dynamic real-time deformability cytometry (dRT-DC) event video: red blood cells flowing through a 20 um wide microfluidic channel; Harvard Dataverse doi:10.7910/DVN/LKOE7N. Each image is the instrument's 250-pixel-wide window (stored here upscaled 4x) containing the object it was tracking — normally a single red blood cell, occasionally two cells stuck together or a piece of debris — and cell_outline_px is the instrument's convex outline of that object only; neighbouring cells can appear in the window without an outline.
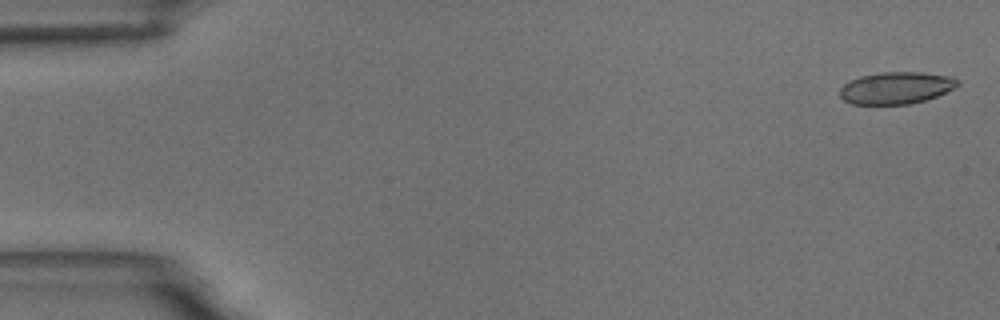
{"species": "common noctule bat (a hibernating species)", "species_latin": "Nyctalus noctula", "temperature_condition": "room temperature", "stored_images_in_passage": 51, "camera_frame_rate_fps": 3000, "um_per_image_px": 0.085, "animal": {"sex": "male", "body_mass_g": 18.8}, "frame": {"image": 1, "passage_image": 2, "time_ms": 0.333, "image_size_px": [1000, 320], "cell_outline_px": [[960, 84], [956, 88], [936, 96], [924, 100], [908, 104], [852, 104], [844, 100], [840, 96], [840, 88], [848, 80], [860, 76], [880, 72], [924, 72], [952, 76], [960, 80]], "centroid_in_image_um": [76.19, 7.46], "position_along_channel_um": 8.8, "area_um2": 22.2}}
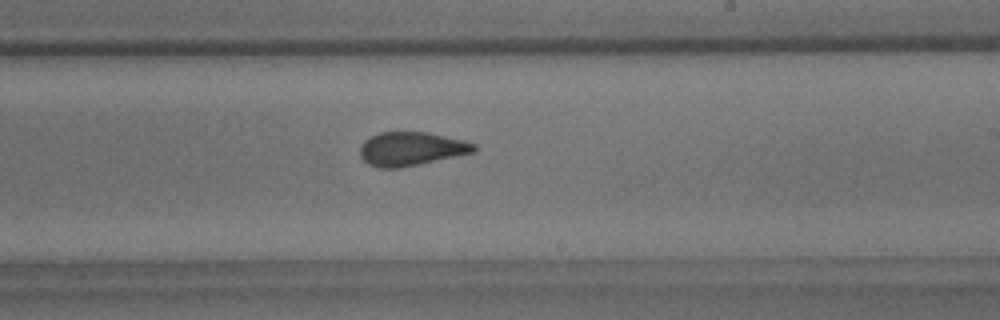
{"frame": {"image": 2, "passage_image": 33, "time_ms": 10.667, "image_size_px": [1000, 320], "cell_outline_px": [[476, 152], [400, 168], [380, 168], [368, 164], [360, 156], [360, 144], [364, 140], [380, 132], [428, 132], [464, 140], [476, 144]], "centroid_in_image_um": [34.95, 12.65], "position_along_channel_um": 254.0, "area_um2": 22.48}}
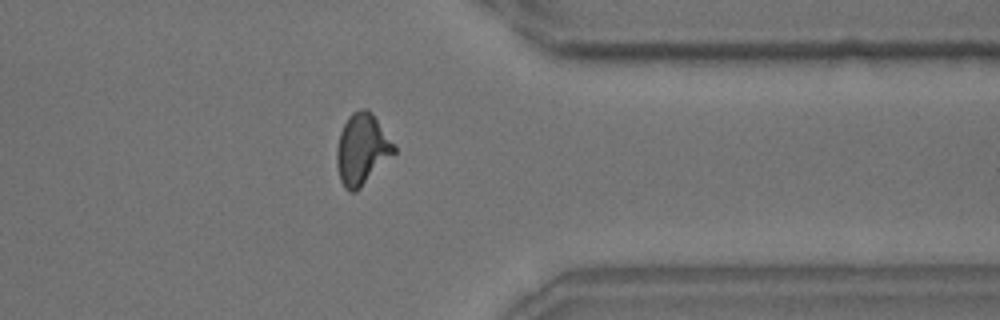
{"frame": {"image": 3, "passage_image": 44, "time_ms": 14.333, "image_size_px": [1000, 320], "cell_outline_px": [[396, 152], [356, 192], [348, 192], [344, 188], [340, 180], [336, 164], [336, 148], [340, 132], [348, 116], [352, 112], [360, 108], [368, 108], [372, 112], [396, 144]], "centroid_in_image_um": [30.77, 12.67], "position_along_channel_um": 380.6, "area_um2": 24.1}, "authors_computed_cell_mechanics": {"area_um2": 22.7732, "velocity_mm_per_s": 3.6785, "shape_relaxation_time_tau1_ms": 5.3689, "shape_relaxation_time_tau2_ms": 1.1547, "deformation_change_tau1": 0.1517, "deformation_change_tau2": 0.0783}}